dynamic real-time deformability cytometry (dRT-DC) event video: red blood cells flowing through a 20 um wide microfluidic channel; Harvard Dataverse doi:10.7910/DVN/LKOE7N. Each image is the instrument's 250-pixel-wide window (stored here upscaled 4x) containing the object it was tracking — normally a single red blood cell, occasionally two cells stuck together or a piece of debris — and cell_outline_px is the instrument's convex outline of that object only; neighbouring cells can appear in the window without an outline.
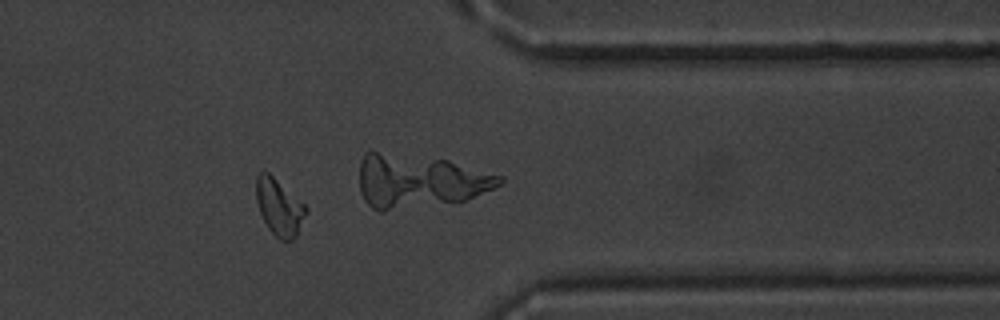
{"species": "common noctule bat (a hibernating species)", "species_latin": "Nyctalus noctula", "temperature_condition": "warm", "stored_images_in_passage": 36, "camera_frame_rate_fps": 3000, "um_per_image_px": 0.085, "animal": {"sex": "male", "body_mass_g": 20.1, "forearm_length_mm": 53.5}, "frame": {"image": 1, "passage_image": 26, "time_ms": 8.333, "image_size_px": [1000, 320], "cell_outline_px": [[308, 212], [296, 236], [292, 240], [280, 240], [268, 228], [260, 212], [256, 200], [256, 176], [260, 172], [268, 172], [304, 204], [308, 208]], "centroid_in_image_um": [23.74, 17.62], "position_along_channel_um": 387.7, "area_um2": 16.24}, "authors_computed_cell_mechanics": {"area_um2": 15.7216, "velocity_mm_per_s": 3.8077, "shape_relaxation_time_tau1_ms": 3.49, "shape_relaxation_time_tau2_ms": 2.8693, "deformation_change_tau1": 0.1489, "deformation_change_tau2": 0.088}}